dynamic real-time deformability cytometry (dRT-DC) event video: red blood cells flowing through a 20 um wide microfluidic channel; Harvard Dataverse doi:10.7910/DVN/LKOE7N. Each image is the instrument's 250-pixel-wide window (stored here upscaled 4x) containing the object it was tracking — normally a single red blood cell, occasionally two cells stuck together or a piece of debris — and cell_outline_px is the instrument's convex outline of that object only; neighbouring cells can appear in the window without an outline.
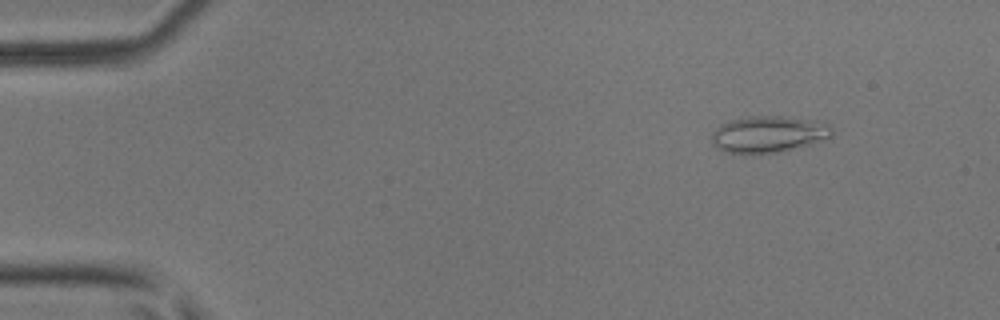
{"species": "common noctule bat (a hibernating species)", "species_latin": "Nyctalus noctula", "temperature_condition": "room temperature", "stored_images_in_passage": 50, "camera_frame_rate_fps": 3000, "um_per_image_px": 0.085, "animal": {"sex": "male", "body_mass_g": 17.9, "forearm_length_mm": 54.2}, "frame": {"image": 1, "passage_image": 4, "time_ms": 1.0, "image_size_px": [1000, 320], "cell_outline_px": [[832, 136], [824, 140], [780, 152], [744, 156], [724, 152], [716, 148], [712, 144], [712, 132], [720, 124], [732, 120], [748, 116], [780, 116], [820, 120], [828, 124], [832, 128]], "centroid_in_image_um": [65.29, 11.43], "position_along_channel_um": 19.7, "area_um2": 26.36}}
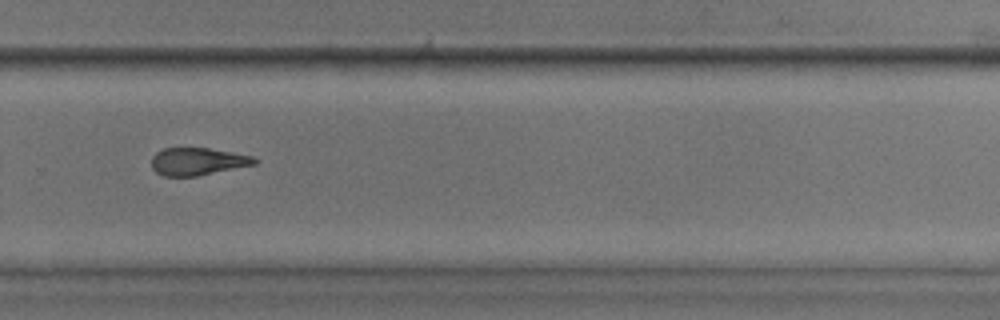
{"frame": {"image": 2, "passage_image": 34, "time_ms": 11.0, "image_size_px": [1000, 320], "cell_outline_px": [[260, 160], [256, 164], [196, 176], [164, 176], [156, 172], [152, 168], [152, 156], [156, 152], [164, 148], [208, 148], [232, 152], [252, 156]], "centroid_in_image_um": [16.8, 13.72], "position_along_channel_um": 313.0, "area_um2": 16.47}}
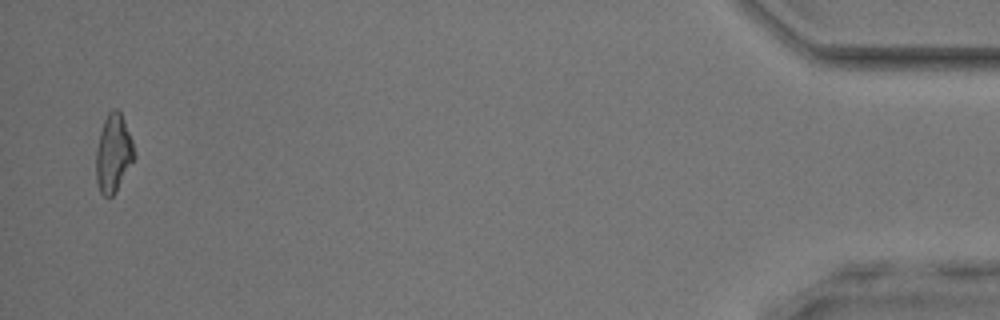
{"frame": {"image": 3, "passage_image": 49, "time_ms": 16.0, "image_size_px": [1000, 320], "cell_outline_px": [[136, 156], [112, 196], [104, 196], [100, 192], [96, 180], [96, 148], [100, 132], [104, 120], [108, 112], [112, 108], [116, 108], [120, 112], [124, 120], [132, 140]], "centroid_in_image_um": [9.63, 13.0], "position_along_channel_um": 425.6, "area_um2": 17.17}, "authors_computed_cell_mechanics": {"area_um2": 17.6868, "velocity_mm_per_s": 3.9398, "shape_relaxation_time_tau1_ms": 7.6212, "shape_relaxation_time_tau2_ms": 3.5519, "deformation_change_tau1": 0.1783, "deformation_change_tau2": 0.1441}}